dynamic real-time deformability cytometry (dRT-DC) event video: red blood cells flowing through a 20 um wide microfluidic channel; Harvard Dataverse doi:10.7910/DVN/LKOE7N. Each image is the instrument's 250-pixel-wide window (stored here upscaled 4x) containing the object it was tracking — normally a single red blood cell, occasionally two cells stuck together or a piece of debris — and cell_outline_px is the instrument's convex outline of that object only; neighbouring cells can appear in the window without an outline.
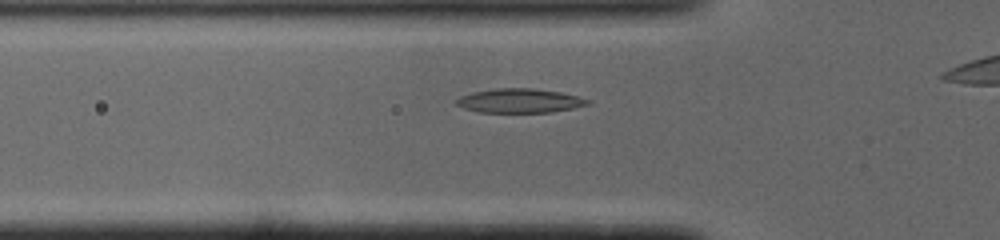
{"species": "common noctule bat (a hibernating species)", "species_latin": "Nyctalus noctula", "temperature_condition": "cold", "stored_images_in_passage": 35, "camera_frame_rate_fps": 3000, "um_per_image_px": 0.085, "animal": {"sex": "male", "body_mass_g": 19.0, "forearm_length_mm": 50.8}, "frame": {"image": 1, "passage_image": 10, "time_ms": 3.0, "image_size_px": [1000, 240], "cell_outline_px": [[592, 104], [552, 112], [480, 112], [464, 108], [456, 104], [456, 100], [460, 96], [472, 92], [496, 88], [532, 88], [560, 92], [592, 100]], "centroid_in_image_um": [44.19, 8.56], "position_along_channel_um": 81.6, "area_um2": 18.44}}
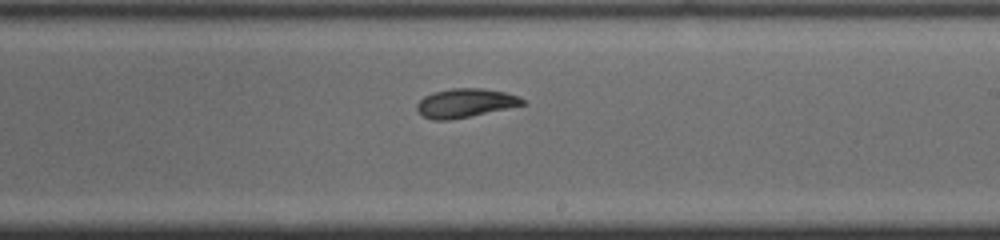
{"frame": {"image": 2, "passage_image": 23, "time_ms": 7.333, "image_size_px": [1000, 240], "cell_outline_px": [[524, 104], [468, 116], [448, 120], [432, 120], [420, 116], [416, 112], [416, 104], [424, 96], [432, 92], [452, 88], [484, 88], [504, 92], [520, 96], [524, 100]], "centroid_in_image_um": [39.46, 8.75], "position_along_channel_um": 249.5, "area_um2": 17.69}}
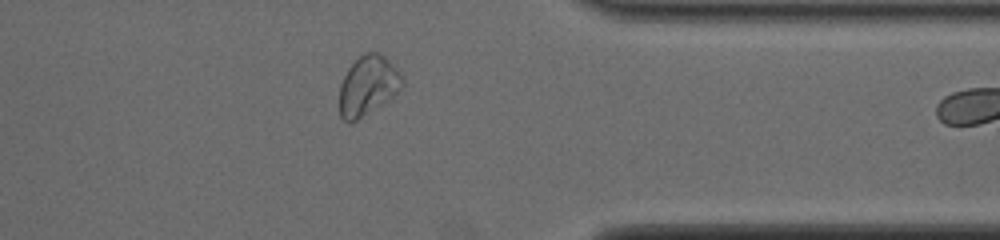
{"frame": {"image": 3, "passage_image": 34, "time_ms": 11.0, "image_size_px": [1000, 240], "cell_outline_px": [[404, 88], [396, 96], [356, 120], [348, 124], [340, 116], [340, 84], [348, 68], [364, 52], [376, 52], [384, 56], [400, 72], [404, 80]], "centroid_in_image_um": [31.31, 7.29], "position_along_channel_um": 380.1, "area_um2": 21.96}}